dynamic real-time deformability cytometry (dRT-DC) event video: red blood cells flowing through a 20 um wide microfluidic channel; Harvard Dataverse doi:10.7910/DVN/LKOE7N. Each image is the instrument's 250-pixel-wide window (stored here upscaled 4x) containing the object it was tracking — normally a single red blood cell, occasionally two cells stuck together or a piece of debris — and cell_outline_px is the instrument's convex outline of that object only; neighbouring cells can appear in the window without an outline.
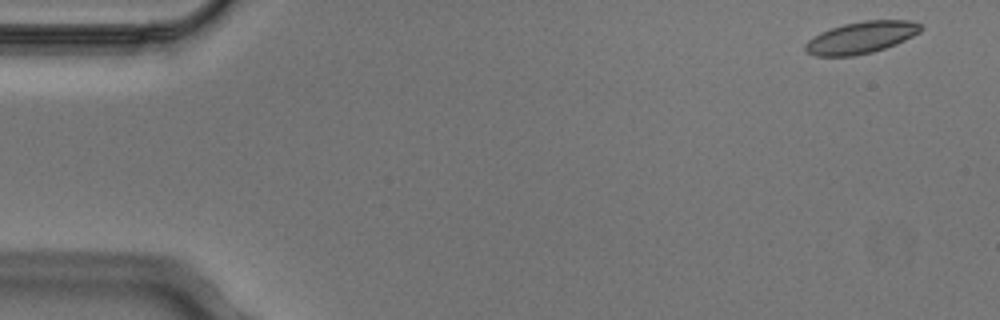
{"species": "Egyptian fruit bat (a non-hibernating species)", "species_latin": "Rousettus aegyptiacus", "temperature_condition": "cold", "stored_images_in_passage": 5, "camera_frame_rate_fps": 3000, "um_per_image_px": 0.085, "animal": {"sex": "male"}, "frame": {"image": 1, "passage_image": 1, "time_ms": 0.0, "image_size_px": [1000, 320], "cell_outline_px": [[924, 28], [920, 32], [896, 44], [872, 52], [852, 56], [816, 56], [808, 52], [804, 48], [804, 44], [808, 40], [820, 32], [844, 24], [864, 20], [912, 20], [920, 24]], "centroid_in_image_um": [73.21, 3.18], "position_along_channel_um": 11.8, "area_um2": 21.39}}